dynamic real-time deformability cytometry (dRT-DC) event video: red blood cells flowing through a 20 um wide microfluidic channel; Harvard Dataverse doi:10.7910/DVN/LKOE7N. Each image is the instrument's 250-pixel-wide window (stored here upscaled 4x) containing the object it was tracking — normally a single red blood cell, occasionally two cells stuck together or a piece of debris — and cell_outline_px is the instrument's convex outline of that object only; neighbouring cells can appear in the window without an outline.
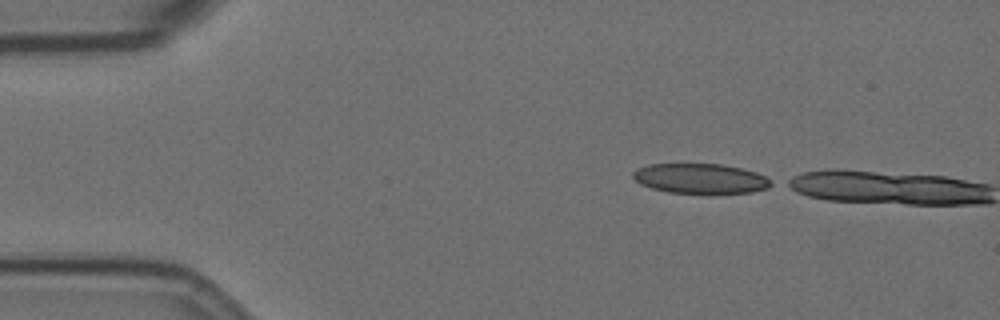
{"species": "Egyptian fruit bat (a non-hibernating species)", "species_latin": "Rousettus aegyptiacus", "temperature_condition": "room temperature", "stored_images_in_passage": 2, "camera_frame_rate_fps": 3000, "um_per_image_px": 0.085, "animal": {"sex": "female"}, "frame": {"image": 1, "passage_image": 1, "time_ms": 0.0, "image_size_px": [1000, 320], "cell_outline_px": [[776, 184], [768, 188], [752, 192], [668, 192], [652, 188], [640, 184], [632, 176], [632, 172], [636, 168], [648, 164], [724, 164], [756, 172], [772, 180]], "centroid_in_image_um": [59.54, 15.16], "position_along_channel_um": 25.5, "area_um2": 23.93}}